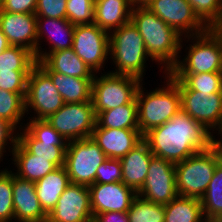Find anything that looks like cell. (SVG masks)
Segmentation results:
<instances>
[{"mask_svg":"<svg viewBox=\"0 0 222 222\" xmlns=\"http://www.w3.org/2000/svg\"><path fill=\"white\" fill-rule=\"evenodd\" d=\"M211 133L181 110L165 124L145 133L143 140L154 156L176 164L209 149L215 138Z\"/></svg>","mask_w":222,"mask_h":222,"instance_id":"cell-1","label":"cell"},{"mask_svg":"<svg viewBox=\"0 0 222 222\" xmlns=\"http://www.w3.org/2000/svg\"><path fill=\"white\" fill-rule=\"evenodd\" d=\"M130 20L142 36L149 57L169 73L180 60L182 36L145 6L133 7Z\"/></svg>","mask_w":222,"mask_h":222,"instance_id":"cell-2","label":"cell"},{"mask_svg":"<svg viewBox=\"0 0 222 222\" xmlns=\"http://www.w3.org/2000/svg\"><path fill=\"white\" fill-rule=\"evenodd\" d=\"M165 79H167L166 86L146 92L147 95L142 84L138 88L136 94L138 126L142 135L154 127L165 124L181 111L178 84L168 74Z\"/></svg>","mask_w":222,"mask_h":222,"instance_id":"cell-3","label":"cell"},{"mask_svg":"<svg viewBox=\"0 0 222 222\" xmlns=\"http://www.w3.org/2000/svg\"><path fill=\"white\" fill-rule=\"evenodd\" d=\"M222 161V147L213 144L209 149L189 156L175 164L178 195L201 199L212 179L216 166Z\"/></svg>","mask_w":222,"mask_h":222,"instance_id":"cell-4","label":"cell"},{"mask_svg":"<svg viewBox=\"0 0 222 222\" xmlns=\"http://www.w3.org/2000/svg\"><path fill=\"white\" fill-rule=\"evenodd\" d=\"M112 31L109 34V56L111 55L117 69L110 73L132 76L143 81L149 55L137 27L130 20Z\"/></svg>","mask_w":222,"mask_h":222,"instance_id":"cell-5","label":"cell"},{"mask_svg":"<svg viewBox=\"0 0 222 222\" xmlns=\"http://www.w3.org/2000/svg\"><path fill=\"white\" fill-rule=\"evenodd\" d=\"M192 40L188 55L167 74L222 73V28H209Z\"/></svg>","mask_w":222,"mask_h":222,"instance_id":"cell-6","label":"cell"},{"mask_svg":"<svg viewBox=\"0 0 222 222\" xmlns=\"http://www.w3.org/2000/svg\"><path fill=\"white\" fill-rule=\"evenodd\" d=\"M140 82V79L127 75L108 72L97 77L94 74L91 101L95 114L136 102Z\"/></svg>","mask_w":222,"mask_h":222,"instance_id":"cell-7","label":"cell"},{"mask_svg":"<svg viewBox=\"0 0 222 222\" xmlns=\"http://www.w3.org/2000/svg\"><path fill=\"white\" fill-rule=\"evenodd\" d=\"M106 159L103 150L91 137L68 141L64 167L70 183L85 186L94 184L96 171Z\"/></svg>","mask_w":222,"mask_h":222,"instance_id":"cell-8","label":"cell"},{"mask_svg":"<svg viewBox=\"0 0 222 222\" xmlns=\"http://www.w3.org/2000/svg\"><path fill=\"white\" fill-rule=\"evenodd\" d=\"M67 141L90 138L96 125L92 101L65 103L46 119Z\"/></svg>","mask_w":222,"mask_h":222,"instance_id":"cell-9","label":"cell"},{"mask_svg":"<svg viewBox=\"0 0 222 222\" xmlns=\"http://www.w3.org/2000/svg\"><path fill=\"white\" fill-rule=\"evenodd\" d=\"M65 104L51 78L36 64L29 72L25 96V113L31 108L37 114L31 119H47Z\"/></svg>","mask_w":222,"mask_h":222,"instance_id":"cell-10","label":"cell"},{"mask_svg":"<svg viewBox=\"0 0 222 222\" xmlns=\"http://www.w3.org/2000/svg\"><path fill=\"white\" fill-rule=\"evenodd\" d=\"M145 7L188 40L209 29L187 0H151Z\"/></svg>","mask_w":222,"mask_h":222,"instance_id":"cell-11","label":"cell"},{"mask_svg":"<svg viewBox=\"0 0 222 222\" xmlns=\"http://www.w3.org/2000/svg\"><path fill=\"white\" fill-rule=\"evenodd\" d=\"M109 34L95 23L75 25L72 49L96 74L109 58Z\"/></svg>","mask_w":222,"mask_h":222,"instance_id":"cell-12","label":"cell"},{"mask_svg":"<svg viewBox=\"0 0 222 222\" xmlns=\"http://www.w3.org/2000/svg\"><path fill=\"white\" fill-rule=\"evenodd\" d=\"M142 199L165 205L177 195L175 164L153 156L150 161L146 180L137 192Z\"/></svg>","mask_w":222,"mask_h":222,"instance_id":"cell-13","label":"cell"},{"mask_svg":"<svg viewBox=\"0 0 222 222\" xmlns=\"http://www.w3.org/2000/svg\"><path fill=\"white\" fill-rule=\"evenodd\" d=\"M181 110L212 133L222 124V93H201L179 89ZM217 127V128H216Z\"/></svg>","mask_w":222,"mask_h":222,"instance_id":"cell-14","label":"cell"},{"mask_svg":"<svg viewBox=\"0 0 222 222\" xmlns=\"http://www.w3.org/2000/svg\"><path fill=\"white\" fill-rule=\"evenodd\" d=\"M47 222H93L88 186L70 183L47 215Z\"/></svg>","mask_w":222,"mask_h":222,"instance_id":"cell-15","label":"cell"},{"mask_svg":"<svg viewBox=\"0 0 222 222\" xmlns=\"http://www.w3.org/2000/svg\"><path fill=\"white\" fill-rule=\"evenodd\" d=\"M93 217L96 214L127 212L137 193L123 182L92 184L88 186Z\"/></svg>","mask_w":222,"mask_h":222,"instance_id":"cell-16","label":"cell"},{"mask_svg":"<svg viewBox=\"0 0 222 222\" xmlns=\"http://www.w3.org/2000/svg\"><path fill=\"white\" fill-rule=\"evenodd\" d=\"M0 30L10 45L31 51L37 61V17L35 14L10 13L0 10Z\"/></svg>","mask_w":222,"mask_h":222,"instance_id":"cell-17","label":"cell"},{"mask_svg":"<svg viewBox=\"0 0 222 222\" xmlns=\"http://www.w3.org/2000/svg\"><path fill=\"white\" fill-rule=\"evenodd\" d=\"M91 138L107 158L121 159L143 140V135L139 129L102 128L96 124Z\"/></svg>","mask_w":222,"mask_h":222,"instance_id":"cell-18","label":"cell"},{"mask_svg":"<svg viewBox=\"0 0 222 222\" xmlns=\"http://www.w3.org/2000/svg\"><path fill=\"white\" fill-rule=\"evenodd\" d=\"M14 220L18 222H47V214L37 197L35 182L13 173Z\"/></svg>","mask_w":222,"mask_h":222,"instance_id":"cell-19","label":"cell"},{"mask_svg":"<svg viewBox=\"0 0 222 222\" xmlns=\"http://www.w3.org/2000/svg\"><path fill=\"white\" fill-rule=\"evenodd\" d=\"M47 25H50L49 28L47 27ZM74 29L75 25L67 19L37 17V61H41L47 55V53L72 48ZM44 34L45 36L48 35L47 38L45 37L47 41L49 40L48 43H52V47H50L51 49L49 50V52H44L40 50L41 46L39 45L41 44H39V42H41L40 40L44 38ZM59 36L61 38H59Z\"/></svg>","mask_w":222,"mask_h":222,"instance_id":"cell-20","label":"cell"},{"mask_svg":"<svg viewBox=\"0 0 222 222\" xmlns=\"http://www.w3.org/2000/svg\"><path fill=\"white\" fill-rule=\"evenodd\" d=\"M149 145L142 140L128 154L120 159L122 182L136 193L142 188L153 157Z\"/></svg>","mask_w":222,"mask_h":222,"instance_id":"cell-21","label":"cell"},{"mask_svg":"<svg viewBox=\"0 0 222 222\" xmlns=\"http://www.w3.org/2000/svg\"><path fill=\"white\" fill-rule=\"evenodd\" d=\"M36 64L43 71L58 72L81 79H93L95 74L72 48L47 53L41 61H36Z\"/></svg>","mask_w":222,"mask_h":222,"instance_id":"cell-22","label":"cell"},{"mask_svg":"<svg viewBox=\"0 0 222 222\" xmlns=\"http://www.w3.org/2000/svg\"><path fill=\"white\" fill-rule=\"evenodd\" d=\"M132 8L130 0H96L94 23L110 33L130 21Z\"/></svg>","mask_w":222,"mask_h":222,"instance_id":"cell-23","label":"cell"},{"mask_svg":"<svg viewBox=\"0 0 222 222\" xmlns=\"http://www.w3.org/2000/svg\"><path fill=\"white\" fill-rule=\"evenodd\" d=\"M17 172L16 176L32 182H37L57 167L51 162V158L35 157L29 153L18 141L11 150Z\"/></svg>","mask_w":222,"mask_h":222,"instance_id":"cell-24","label":"cell"},{"mask_svg":"<svg viewBox=\"0 0 222 222\" xmlns=\"http://www.w3.org/2000/svg\"><path fill=\"white\" fill-rule=\"evenodd\" d=\"M69 184V176L64 166L57 167L55 170L35 182V189L39 203L47 215L55 207L60 195Z\"/></svg>","mask_w":222,"mask_h":222,"instance_id":"cell-25","label":"cell"},{"mask_svg":"<svg viewBox=\"0 0 222 222\" xmlns=\"http://www.w3.org/2000/svg\"><path fill=\"white\" fill-rule=\"evenodd\" d=\"M44 72L51 78L65 103L91 101L93 79H81L53 71Z\"/></svg>","mask_w":222,"mask_h":222,"instance_id":"cell-26","label":"cell"},{"mask_svg":"<svg viewBox=\"0 0 222 222\" xmlns=\"http://www.w3.org/2000/svg\"><path fill=\"white\" fill-rule=\"evenodd\" d=\"M164 209V222H207L201 200L197 198L177 195Z\"/></svg>","mask_w":222,"mask_h":222,"instance_id":"cell-27","label":"cell"},{"mask_svg":"<svg viewBox=\"0 0 222 222\" xmlns=\"http://www.w3.org/2000/svg\"><path fill=\"white\" fill-rule=\"evenodd\" d=\"M96 124L102 128L139 129L137 102L99 112Z\"/></svg>","mask_w":222,"mask_h":222,"instance_id":"cell-28","label":"cell"},{"mask_svg":"<svg viewBox=\"0 0 222 222\" xmlns=\"http://www.w3.org/2000/svg\"><path fill=\"white\" fill-rule=\"evenodd\" d=\"M207 222L222 218V161L216 166L204 196L200 199Z\"/></svg>","mask_w":222,"mask_h":222,"instance_id":"cell-29","label":"cell"},{"mask_svg":"<svg viewBox=\"0 0 222 222\" xmlns=\"http://www.w3.org/2000/svg\"><path fill=\"white\" fill-rule=\"evenodd\" d=\"M179 89H191L201 93H222V73L168 74Z\"/></svg>","mask_w":222,"mask_h":222,"instance_id":"cell-30","label":"cell"},{"mask_svg":"<svg viewBox=\"0 0 222 222\" xmlns=\"http://www.w3.org/2000/svg\"><path fill=\"white\" fill-rule=\"evenodd\" d=\"M20 129L23 132L18 135V142L35 157L51 158V162L56 167L64 166L65 164V153L67 146H56L53 142L41 143L34 139L25 129L20 125Z\"/></svg>","mask_w":222,"mask_h":222,"instance_id":"cell-31","label":"cell"},{"mask_svg":"<svg viewBox=\"0 0 222 222\" xmlns=\"http://www.w3.org/2000/svg\"><path fill=\"white\" fill-rule=\"evenodd\" d=\"M35 65V56L27 48L10 45L0 53V71H30Z\"/></svg>","mask_w":222,"mask_h":222,"instance_id":"cell-32","label":"cell"},{"mask_svg":"<svg viewBox=\"0 0 222 222\" xmlns=\"http://www.w3.org/2000/svg\"><path fill=\"white\" fill-rule=\"evenodd\" d=\"M26 93H14L0 89V118L15 128L25 115Z\"/></svg>","mask_w":222,"mask_h":222,"instance_id":"cell-33","label":"cell"},{"mask_svg":"<svg viewBox=\"0 0 222 222\" xmlns=\"http://www.w3.org/2000/svg\"><path fill=\"white\" fill-rule=\"evenodd\" d=\"M129 222H164V205L156 204L136 196L127 211Z\"/></svg>","mask_w":222,"mask_h":222,"instance_id":"cell-34","label":"cell"},{"mask_svg":"<svg viewBox=\"0 0 222 222\" xmlns=\"http://www.w3.org/2000/svg\"><path fill=\"white\" fill-rule=\"evenodd\" d=\"M208 28H222V0H187Z\"/></svg>","mask_w":222,"mask_h":222,"instance_id":"cell-35","label":"cell"},{"mask_svg":"<svg viewBox=\"0 0 222 222\" xmlns=\"http://www.w3.org/2000/svg\"><path fill=\"white\" fill-rule=\"evenodd\" d=\"M25 130L37 141L53 142L56 146H67V140L62 137L46 119H30Z\"/></svg>","mask_w":222,"mask_h":222,"instance_id":"cell-36","label":"cell"},{"mask_svg":"<svg viewBox=\"0 0 222 222\" xmlns=\"http://www.w3.org/2000/svg\"><path fill=\"white\" fill-rule=\"evenodd\" d=\"M0 171V222H10L14 220L13 173L6 168Z\"/></svg>","mask_w":222,"mask_h":222,"instance_id":"cell-37","label":"cell"},{"mask_svg":"<svg viewBox=\"0 0 222 222\" xmlns=\"http://www.w3.org/2000/svg\"><path fill=\"white\" fill-rule=\"evenodd\" d=\"M67 20L74 25L94 23V0H67Z\"/></svg>","mask_w":222,"mask_h":222,"instance_id":"cell-38","label":"cell"},{"mask_svg":"<svg viewBox=\"0 0 222 222\" xmlns=\"http://www.w3.org/2000/svg\"><path fill=\"white\" fill-rule=\"evenodd\" d=\"M29 72L0 71V89L14 93H26Z\"/></svg>","mask_w":222,"mask_h":222,"instance_id":"cell-39","label":"cell"},{"mask_svg":"<svg viewBox=\"0 0 222 222\" xmlns=\"http://www.w3.org/2000/svg\"><path fill=\"white\" fill-rule=\"evenodd\" d=\"M122 182L120 159L107 158L97 169L94 184Z\"/></svg>","mask_w":222,"mask_h":222,"instance_id":"cell-40","label":"cell"},{"mask_svg":"<svg viewBox=\"0 0 222 222\" xmlns=\"http://www.w3.org/2000/svg\"><path fill=\"white\" fill-rule=\"evenodd\" d=\"M67 0H37L36 17L67 19Z\"/></svg>","mask_w":222,"mask_h":222,"instance_id":"cell-41","label":"cell"},{"mask_svg":"<svg viewBox=\"0 0 222 222\" xmlns=\"http://www.w3.org/2000/svg\"><path fill=\"white\" fill-rule=\"evenodd\" d=\"M37 0H4L0 10L10 13L35 14Z\"/></svg>","mask_w":222,"mask_h":222,"instance_id":"cell-42","label":"cell"},{"mask_svg":"<svg viewBox=\"0 0 222 222\" xmlns=\"http://www.w3.org/2000/svg\"><path fill=\"white\" fill-rule=\"evenodd\" d=\"M15 129L16 128L13 125L0 118V161L1 158L3 157V153L6 152V150L4 151V149H6L5 146L8 144L7 142L8 141L11 142L10 143V145L12 144L11 149H13L18 141V135L14 134Z\"/></svg>","mask_w":222,"mask_h":222,"instance_id":"cell-43","label":"cell"},{"mask_svg":"<svg viewBox=\"0 0 222 222\" xmlns=\"http://www.w3.org/2000/svg\"><path fill=\"white\" fill-rule=\"evenodd\" d=\"M93 222H129L127 212H105L96 214L93 217Z\"/></svg>","mask_w":222,"mask_h":222,"instance_id":"cell-44","label":"cell"},{"mask_svg":"<svg viewBox=\"0 0 222 222\" xmlns=\"http://www.w3.org/2000/svg\"><path fill=\"white\" fill-rule=\"evenodd\" d=\"M10 46L7 37L3 34V32L0 30V53L7 49Z\"/></svg>","mask_w":222,"mask_h":222,"instance_id":"cell-45","label":"cell"},{"mask_svg":"<svg viewBox=\"0 0 222 222\" xmlns=\"http://www.w3.org/2000/svg\"><path fill=\"white\" fill-rule=\"evenodd\" d=\"M133 7L146 6L151 0H130Z\"/></svg>","mask_w":222,"mask_h":222,"instance_id":"cell-46","label":"cell"},{"mask_svg":"<svg viewBox=\"0 0 222 222\" xmlns=\"http://www.w3.org/2000/svg\"><path fill=\"white\" fill-rule=\"evenodd\" d=\"M219 134L222 135V124H221L220 128L218 129V135ZM214 144H217V145L222 147V140H220V139L217 140V139L214 138Z\"/></svg>","mask_w":222,"mask_h":222,"instance_id":"cell-47","label":"cell"},{"mask_svg":"<svg viewBox=\"0 0 222 222\" xmlns=\"http://www.w3.org/2000/svg\"><path fill=\"white\" fill-rule=\"evenodd\" d=\"M3 2H4V0H0V8H1Z\"/></svg>","mask_w":222,"mask_h":222,"instance_id":"cell-48","label":"cell"}]
</instances>
